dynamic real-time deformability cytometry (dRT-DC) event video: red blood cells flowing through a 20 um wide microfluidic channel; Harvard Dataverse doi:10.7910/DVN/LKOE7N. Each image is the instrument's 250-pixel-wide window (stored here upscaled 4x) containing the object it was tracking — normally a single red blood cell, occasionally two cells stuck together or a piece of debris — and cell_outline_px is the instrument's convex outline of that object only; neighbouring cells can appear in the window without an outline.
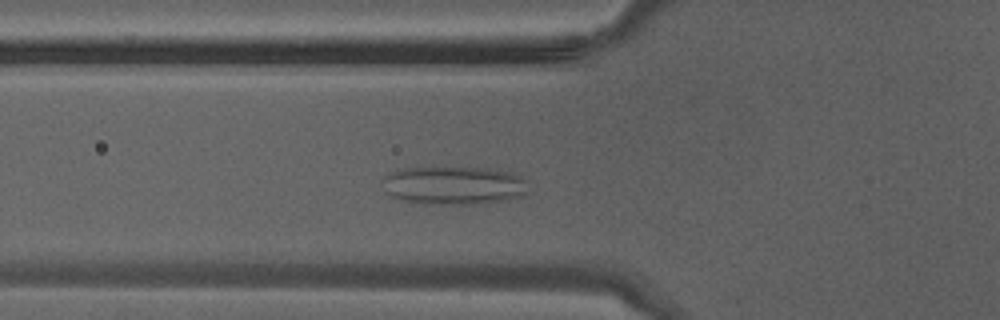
{"species": "Egyptian fruit bat (a non-hibernating species)", "species_latin": "Rousettus aegyptiacus", "temperature_condition": "warm", "stored_images_in_passage": 38, "camera_frame_rate_fps": 3000, "um_per_image_px": 0.085, "animal": {"sex": "male"}, "frame": {"image": 1, "passage_image": 12, "time_ms": 3.667, "image_size_px": [1000, 320], "cell_outline_px": [[532, 192], [524, 196], [508, 200], [472, 204], [424, 204], [400, 200], [392, 196], [388, 192], [384, 180], [384, 176], [392, 172], [404, 168], [488, 168], [512, 172], [520, 176], [524, 180]], "centroid_in_image_um": [38.68, 15.77], "position_along_channel_um": 87.1, "area_um2": 32.66}}